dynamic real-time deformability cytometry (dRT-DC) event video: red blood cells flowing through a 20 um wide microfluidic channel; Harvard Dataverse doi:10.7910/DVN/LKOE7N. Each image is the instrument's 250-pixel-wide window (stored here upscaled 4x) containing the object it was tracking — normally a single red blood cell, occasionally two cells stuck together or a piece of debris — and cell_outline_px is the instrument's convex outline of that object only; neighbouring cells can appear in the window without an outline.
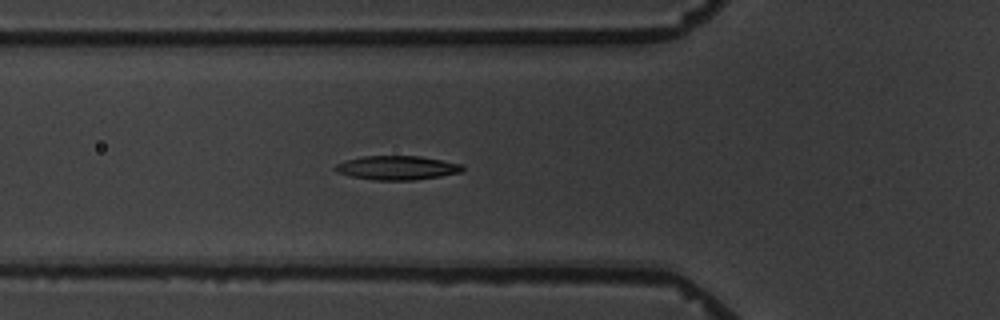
{"species": "common noctule bat (a hibernating species)", "species_latin": "Nyctalus noctula", "temperature_condition": "warm", "stored_images_in_passage": 6, "camera_frame_rate_fps": 3000, "um_per_image_px": 0.085, "animal": {"sex": "male", "body_mass_g": 19.5, "forearm_length_mm": 54.6}, "frame": {"image": 1, "passage_image": 6, "time_ms": 5.667, "image_size_px": [1000, 320], "cell_outline_px": [[464, 172], [416, 180], [372, 180], [352, 176], [336, 172], [332, 168], [336, 164], [360, 156], [420, 156], [464, 164]], "centroid_in_image_um": [33.78, 14.26], "position_along_channel_um": 92.0, "area_um2": 17.98}}